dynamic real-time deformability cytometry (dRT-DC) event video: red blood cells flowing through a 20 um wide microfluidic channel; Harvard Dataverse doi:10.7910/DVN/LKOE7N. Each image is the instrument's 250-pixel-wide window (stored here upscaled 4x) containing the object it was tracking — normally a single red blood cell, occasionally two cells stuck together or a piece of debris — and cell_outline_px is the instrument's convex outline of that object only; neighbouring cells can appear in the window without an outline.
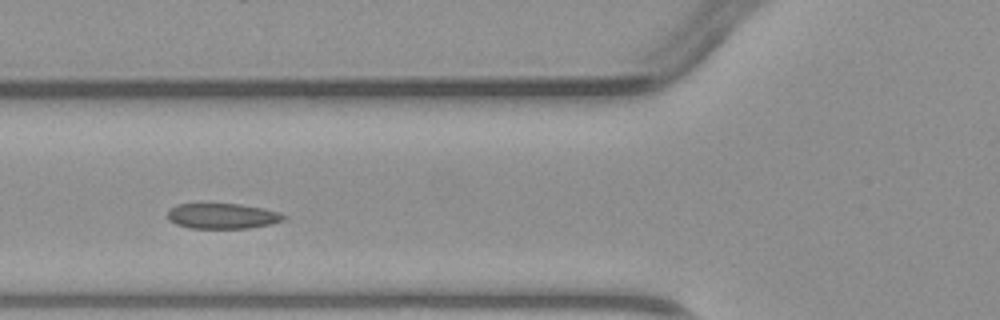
{"species": "common noctule bat (a hibernating species)", "species_latin": "Nyctalus noctula", "temperature_condition": "warm", "stored_images_in_passage": 3, "camera_frame_rate_fps": 3000, "um_per_image_px": 0.085, "animal": {"sex": "male", "body_mass_g": 23.1, "forearm_length_mm": 52.7}, "frame": {"image": 1, "passage_image": 3, "time_ms": 2.333, "image_size_px": [1000, 320], "cell_outline_px": [[284, 220], [272, 224], [248, 228], [188, 228], [176, 224], [168, 220], [168, 208], [176, 204], [240, 204], [260, 208], [276, 212], [284, 216]], "centroid_in_image_um": [18.83, 18.37], "position_along_channel_um": 107.0, "area_um2": 17.05}}